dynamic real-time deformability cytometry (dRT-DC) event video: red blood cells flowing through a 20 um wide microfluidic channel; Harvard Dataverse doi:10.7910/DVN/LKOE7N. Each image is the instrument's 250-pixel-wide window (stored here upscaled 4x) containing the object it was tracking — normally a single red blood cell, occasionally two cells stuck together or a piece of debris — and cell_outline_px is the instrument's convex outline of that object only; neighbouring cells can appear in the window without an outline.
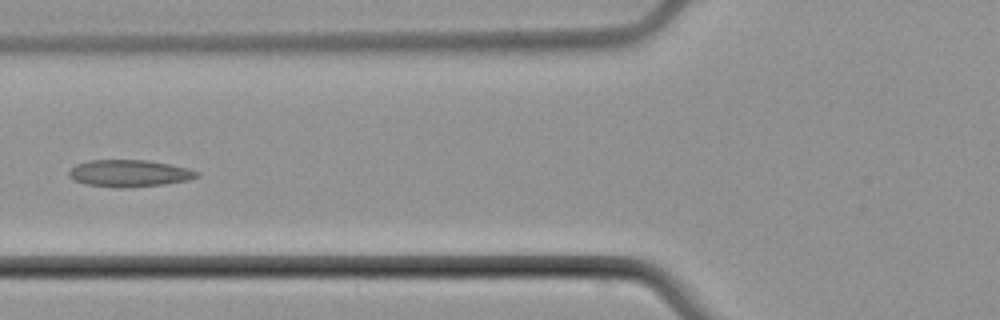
{"species": "common noctule bat (a hibernating species)", "species_latin": "Nyctalus noctula", "temperature_condition": "cold", "stored_images_in_passage": 5, "camera_frame_rate_fps": 3000, "um_per_image_px": 0.085, "animal": {"sex": "male", "body_mass_g": 21.5, "forearm_length_mm": 52.0}, "frame": {"image": 1, "passage_image": 5, "time_ms": 5.667, "image_size_px": [1000, 320], "cell_outline_px": [[200, 176], [188, 180], [164, 184], [124, 188], [120, 188], [84, 184], [72, 180], [68, 176], [68, 172], [76, 164], [88, 160], [148, 160], [188, 168], [200, 172]], "centroid_in_image_um": [10.97, 14.73], "position_along_channel_um": 114.8, "area_um2": 20.23}}